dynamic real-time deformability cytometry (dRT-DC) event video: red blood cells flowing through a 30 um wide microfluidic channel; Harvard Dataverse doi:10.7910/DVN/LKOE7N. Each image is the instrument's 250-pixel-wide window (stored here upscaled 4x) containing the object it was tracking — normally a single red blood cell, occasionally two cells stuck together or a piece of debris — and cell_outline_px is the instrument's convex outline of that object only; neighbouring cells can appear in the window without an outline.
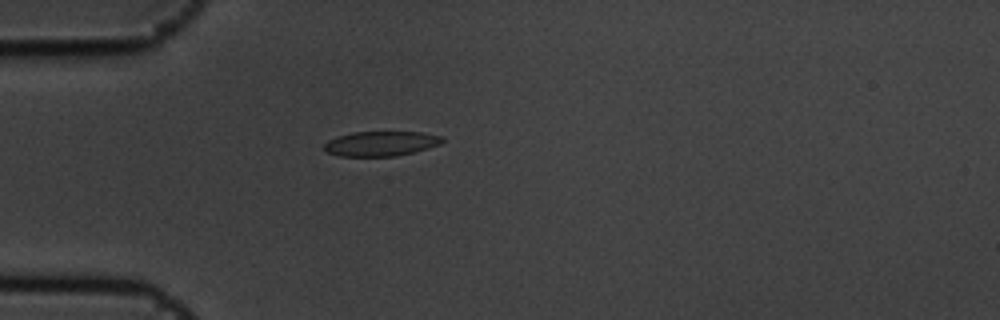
{"species": "common noctule bat (a hibernating species)", "species_latin": "Nyctalus noctula", "temperature_condition": "cold", "stored_images_in_passage": 1, "camera_frame_rate_fps": 3000, "um_per_image_px": 0.085, "animal": {"sex": "male", "body_mass_g": 19.5, "forearm_length_mm": 54.6}, "frame": {"image": 1, "passage_image": 1, "time_ms": 0.0, "image_size_px": [1000, 320], "cell_outline_px": [[444, 140], [440, 144], [428, 148], [396, 156], [340, 156], [328, 152], [324, 148], [324, 144], [328, 140], [336, 136], [352, 132], [420, 132], [444, 136]], "centroid_in_image_um": [32.38, 12.2], "position_along_channel_um": 52.6, "area_um2": 17.05}}